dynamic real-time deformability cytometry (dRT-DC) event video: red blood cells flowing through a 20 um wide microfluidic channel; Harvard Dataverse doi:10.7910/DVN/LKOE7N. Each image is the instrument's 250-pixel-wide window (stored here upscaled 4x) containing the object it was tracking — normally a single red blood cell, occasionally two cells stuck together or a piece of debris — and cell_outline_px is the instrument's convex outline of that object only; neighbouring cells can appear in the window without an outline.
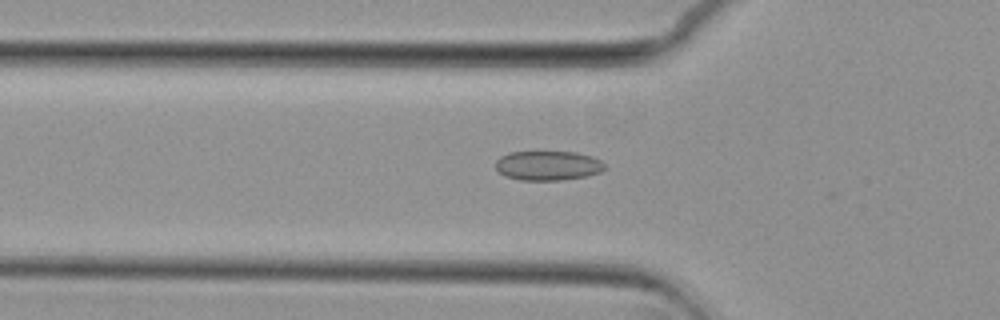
{"species": "common noctule bat (a hibernating species)", "species_latin": "Nyctalus noctula", "temperature_condition": "cold", "stored_images_in_passage": 36, "camera_frame_rate_fps": 3000, "um_per_image_px": 0.085, "animal": {"sex": "female", "body_mass_g": 29.2, "forearm_length_mm": 56.3}, "frame": {"image": 1, "passage_image": 3, "time_ms": 0.667, "image_size_px": [1000, 320], "cell_outline_px": [[608, 168], [600, 172], [588, 176], [560, 180], [520, 180], [504, 176], [496, 168], [496, 160], [500, 156], [508, 152], [576, 152], [592, 156], [600, 160]], "centroid_in_image_um": [46.59, 14.07], "position_along_channel_um": 79.2, "area_um2": 18.9}}
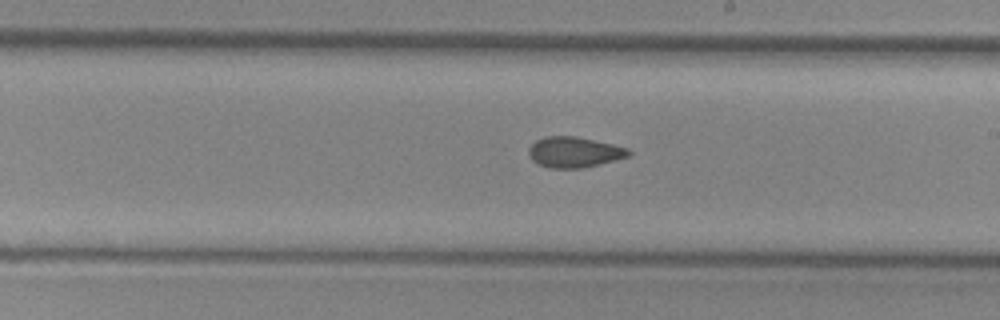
{"frame": {"image": 2, "passage_image": 16, "time_ms": 5.0, "image_size_px": [1000, 320], "cell_outline_px": [[632, 152], [628, 156], [600, 164], [584, 168], [552, 168], [540, 164], [532, 160], [528, 152], [528, 148], [536, 140], [544, 136], [576, 136], [612, 144], [628, 148]], "centroid_in_image_um": [48.8, 12.92], "position_along_channel_um": 240.2, "area_um2": 17.74}}
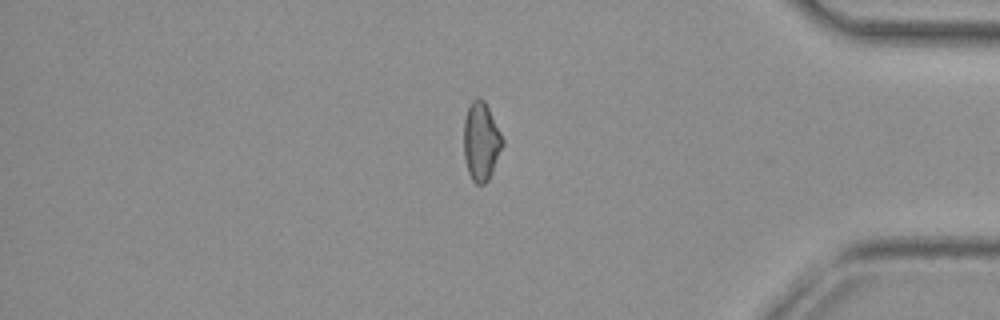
{"frame": {"image": 3, "passage_image": 31, "time_ms": 10.0, "image_size_px": [1000, 320], "cell_outline_px": [[504, 144], [492, 172], [488, 180], [484, 184], [476, 184], [472, 180], [468, 172], [464, 156], [464, 120], [468, 108], [472, 100], [484, 100], [504, 140]], "centroid_in_image_um": [40.89, 12.06], "position_along_channel_um": 394.3, "area_um2": 17.46}}